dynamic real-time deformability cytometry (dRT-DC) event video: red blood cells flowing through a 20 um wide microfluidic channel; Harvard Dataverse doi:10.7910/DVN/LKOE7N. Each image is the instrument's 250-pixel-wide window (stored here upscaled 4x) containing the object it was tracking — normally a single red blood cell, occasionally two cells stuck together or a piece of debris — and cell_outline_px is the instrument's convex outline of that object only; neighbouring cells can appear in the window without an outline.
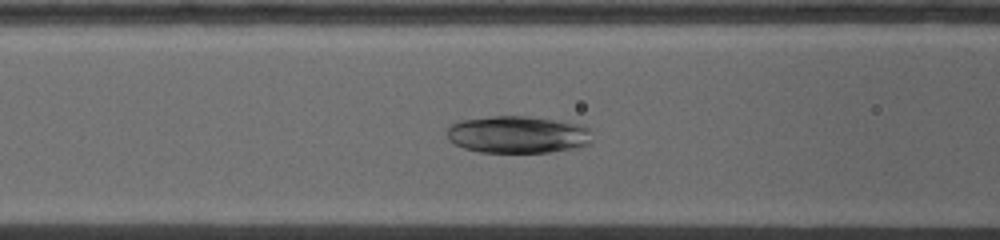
{"species": "common noctule bat (a hibernating species)", "species_latin": "Nyctalus noctula", "temperature_condition": "warm", "stored_images_in_passage": 11, "camera_frame_rate_fps": 5000, "um_per_image_px": 0.085, "animal": {"sex": "female", "body_mass_g": 19.0, "forearm_length_mm": 53.3}, "frame": {"image": 1, "passage_image": 10, "time_ms": 4.0, "image_size_px": [1000, 240], "cell_outline_px": [[592, 140], [588, 144], [572, 148], [548, 152], [480, 152], [464, 148], [448, 140], [448, 128], [452, 124], [460, 120], [492, 116], [528, 116], [580, 124], [588, 128]], "centroid_in_image_um": [43.99, 11.43], "position_along_channel_um": 122.6, "area_um2": 31.27}}